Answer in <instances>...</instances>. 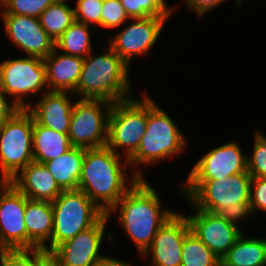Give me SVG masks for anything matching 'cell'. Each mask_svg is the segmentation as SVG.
<instances>
[{"mask_svg":"<svg viewBox=\"0 0 266 266\" xmlns=\"http://www.w3.org/2000/svg\"><path fill=\"white\" fill-rule=\"evenodd\" d=\"M120 160L121 155L107 146L85 149L78 189L104 214L117 204L139 178H144L141 169L135 170L129 185L125 173L129 161L127 158L122 162Z\"/></svg>","mask_w":266,"mask_h":266,"instance_id":"1","label":"cell"},{"mask_svg":"<svg viewBox=\"0 0 266 266\" xmlns=\"http://www.w3.org/2000/svg\"><path fill=\"white\" fill-rule=\"evenodd\" d=\"M119 211L120 224L129 235L139 253L152 244L157 231L176 213L161 210L156 190L144 178H139L117 204L107 213Z\"/></svg>","mask_w":266,"mask_h":266,"instance_id":"2","label":"cell"},{"mask_svg":"<svg viewBox=\"0 0 266 266\" xmlns=\"http://www.w3.org/2000/svg\"><path fill=\"white\" fill-rule=\"evenodd\" d=\"M248 172L230 175L219 180H187L184 193L196 209L218 215L236 224L237 220L251 215Z\"/></svg>","mask_w":266,"mask_h":266,"instance_id":"3","label":"cell"},{"mask_svg":"<svg viewBox=\"0 0 266 266\" xmlns=\"http://www.w3.org/2000/svg\"><path fill=\"white\" fill-rule=\"evenodd\" d=\"M130 66L109 46L105 54L84 58L82 72L72 94L80 99L104 100L116 103L132 98L129 81ZM129 95V96H128Z\"/></svg>","mask_w":266,"mask_h":266,"instance_id":"4","label":"cell"},{"mask_svg":"<svg viewBox=\"0 0 266 266\" xmlns=\"http://www.w3.org/2000/svg\"><path fill=\"white\" fill-rule=\"evenodd\" d=\"M175 124L149 96L146 131L137 150L128 158L129 165L154 164L180 154L186 139Z\"/></svg>","mask_w":266,"mask_h":266,"instance_id":"5","label":"cell"},{"mask_svg":"<svg viewBox=\"0 0 266 266\" xmlns=\"http://www.w3.org/2000/svg\"><path fill=\"white\" fill-rule=\"evenodd\" d=\"M51 204L54 218L51 252L58 245L92 227L104 215L79 189L62 191Z\"/></svg>","mask_w":266,"mask_h":266,"instance_id":"6","label":"cell"},{"mask_svg":"<svg viewBox=\"0 0 266 266\" xmlns=\"http://www.w3.org/2000/svg\"><path fill=\"white\" fill-rule=\"evenodd\" d=\"M34 118L20 109L0 126L1 179L12 180L33 158Z\"/></svg>","mask_w":266,"mask_h":266,"instance_id":"7","label":"cell"},{"mask_svg":"<svg viewBox=\"0 0 266 266\" xmlns=\"http://www.w3.org/2000/svg\"><path fill=\"white\" fill-rule=\"evenodd\" d=\"M148 121V96L118 101L112 105L108 117L107 144L114 153L124 148L128 159L138 148Z\"/></svg>","mask_w":266,"mask_h":266,"instance_id":"8","label":"cell"},{"mask_svg":"<svg viewBox=\"0 0 266 266\" xmlns=\"http://www.w3.org/2000/svg\"><path fill=\"white\" fill-rule=\"evenodd\" d=\"M112 105L113 103L104 100L79 99L76 101L67 134L71 145L85 149L106 146L108 117Z\"/></svg>","mask_w":266,"mask_h":266,"instance_id":"9","label":"cell"},{"mask_svg":"<svg viewBox=\"0 0 266 266\" xmlns=\"http://www.w3.org/2000/svg\"><path fill=\"white\" fill-rule=\"evenodd\" d=\"M47 86L46 68L42 58L30 57L9 59L0 63V86L3 91L14 96L13 102L20 108L28 107L26 94H36Z\"/></svg>","mask_w":266,"mask_h":266,"instance_id":"10","label":"cell"},{"mask_svg":"<svg viewBox=\"0 0 266 266\" xmlns=\"http://www.w3.org/2000/svg\"><path fill=\"white\" fill-rule=\"evenodd\" d=\"M25 207L26 196L0 178V251L26 250Z\"/></svg>","mask_w":266,"mask_h":266,"instance_id":"11","label":"cell"},{"mask_svg":"<svg viewBox=\"0 0 266 266\" xmlns=\"http://www.w3.org/2000/svg\"><path fill=\"white\" fill-rule=\"evenodd\" d=\"M108 219L104 214L92 227L58 245L51 252L52 258L61 266H92L105 258L99 250Z\"/></svg>","mask_w":266,"mask_h":266,"instance_id":"12","label":"cell"},{"mask_svg":"<svg viewBox=\"0 0 266 266\" xmlns=\"http://www.w3.org/2000/svg\"><path fill=\"white\" fill-rule=\"evenodd\" d=\"M168 19L152 16L132 19V23L118 32L108 45L130 66L133 56L145 55L151 50Z\"/></svg>","mask_w":266,"mask_h":266,"instance_id":"13","label":"cell"},{"mask_svg":"<svg viewBox=\"0 0 266 266\" xmlns=\"http://www.w3.org/2000/svg\"><path fill=\"white\" fill-rule=\"evenodd\" d=\"M188 215L190 230L220 260L232 248L242 231L236 224L226 221L210 212L196 209Z\"/></svg>","mask_w":266,"mask_h":266,"instance_id":"14","label":"cell"},{"mask_svg":"<svg viewBox=\"0 0 266 266\" xmlns=\"http://www.w3.org/2000/svg\"><path fill=\"white\" fill-rule=\"evenodd\" d=\"M242 172H247V156L237 142L232 141L207 152L186 180H219Z\"/></svg>","mask_w":266,"mask_h":266,"instance_id":"15","label":"cell"},{"mask_svg":"<svg viewBox=\"0 0 266 266\" xmlns=\"http://www.w3.org/2000/svg\"><path fill=\"white\" fill-rule=\"evenodd\" d=\"M7 37L27 56L46 58L55 48V42L41 26L39 18L1 14Z\"/></svg>","mask_w":266,"mask_h":266,"instance_id":"16","label":"cell"},{"mask_svg":"<svg viewBox=\"0 0 266 266\" xmlns=\"http://www.w3.org/2000/svg\"><path fill=\"white\" fill-rule=\"evenodd\" d=\"M190 231L186 216L175 213L156 233L151 246L142 254H152V266H181L182 245Z\"/></svg>","mask_w":266,"mask_h":266,"instance_id":"17","label":"cell"},{"mask_svg":"<svg viewBox=\"0 0 266 266\" xmlns=\"http://www.w3.org/2000/svg\"><path fill=\"white\" fill-rule=\"evenodd\" d=\"M70 93L72 92L48 90L35 106L27 103L26 109L40 125L68 134L74 106V102L68 97Z\"/></svg>","mask_w":266,"mask_h":266,"instance_id":"18","label":"cell"},{"mask_svg":"<svg viewBox=\"0 0 266 266\" xmlns=\"http://www.w3.org/2000/svg\"><path fill=\"white\" fill-rule=\"evenodd\" d=\"M10 182L30 200L52 203L62 193L46 166L34 161Z\"/></svg>","mask_w":266,"mask_h":266,"instance_id":"19","label":"cell"},{"mask_svg":"<svg viewBox=\"0 0 266 266\" xmlns=\"http://www.w3.org/2000/svg\"><path fill=\"white\" fill-rule=\"evenodd\" d=\"M26 227V250L45 249L51 253V237L53 231L52 204L30 200L26 197L24 212ZM50 242V246L45 244Z\"/></svg>","mask_w":266,"mask_h":266,"instance_id":"20","label":"cell"},{"mask_svg":"<svg viewBox=\"0 0 266 266\" xmlns=\"http://www.w3.org/2000/svg\"><path fill=\"white\" fill-rule=\"evenodd\" d=\"M46 68L47 87L50 91L73 92L82 72L84 58L57 53L54 50L43 59Z\"/></svg>","mask_w":266,"mask_h":266,"instance_id":"21","label":"cell"},{"mask_svg":"<svg viewBox=\"0 0 266 266\" xmlns=\"http://www.w3.org/2000/svg\"><path fill=\"white\" fill-rule=\"evenodd\" d=\"M84 155L85 148L72 146L60 157L43 163L62 191L78 189Z\"/></svg>","mask_w":266,"mask_h":266,"instance_id":"22","label":"cell"},{"mask_svg":"<svg viewBox=\"0 0 266 266\" xmlns=\"http://www.w3.org/2000/svg\"><path fill=\"white\" fill-rule=\"evenodd\" d=\"M72 147L69 136L42 126L34 120L33 158L34 162L45 163L60 157Z\"/></svg>","mask_w":266,"mask_h":266,"instance_id":"23","label":"cell"},{"mask_svg":"<svg viewBox=\"0 0 266 266\" xmlns=\"http://www.w3.org/2000/svg\"><path fill=\"white\" fill-rule=\"evenodd\" d=\"M221 266H266V239L246 238L242 233L222 257Z\"/></svg>","mask_w":266,"mask_h":266,"instance_id":"24","label":"cell"},{"mask_svg":"<svg viewBox=\"0 0 266 266\" xmlns=\"http://www.w3.org/2000/svg\"><path fill=\"white\" fill-rule=\"evenodd\" d=\"M90 26L74 21L55 42V48L62 53L85 58L92 53Z\"/></svg>","mask_w":266,"mask_h":266,"instance_id":"25","label":"cell"},{"mask_svg":"<svg viewBox=\"0 0 266 266\" xmlns=\"http://www.w3.org/2000/svg\"><path fill=\"white\" fill-rule=\"evenodd\" d=\"M39 20L46 33L56 42L75 21L74 8L63 0H57L41 13Z\"/></svg>","mask_w":266,"mask_h":266,"instance_id":"26","label":"cell"},{"mask_svg":"<svg viewBox=\"0 0 266 266\" xmlns=\"http://www.w3.org/2000/svg\"><path fill=\"white\" fill-rule=\"evenodd\" d=\"M181 266H221V260L190 230L182 245Z\"/></svg>","mask_w":266,"mask_h":266,"instance_id":"27","label":"cell"},{"mask_svg":"<svg viewBox=\"0 0 266 266\" xmlns=\"http://www.w3.org/2000/svg\"><path fill=\"white\" fill-rule=\"evenodd\" d=\"M130 19L148 16L169 18L174 7H167L165 0H120Z\"/></svg>","mask_w":266,"mask_h":266,"instance_id":"28","label":"cell"},{"mask_svg":"<svg viewBox=\"0 0 266 266\" xmlns=\"http://www.w3.org/2000/svg\"><path fill=\"white\" fill-rule=\"evenodd\" d=\"M0 266H44V249L2 250Z\"/></svg>","mask_w":266,"mask_h":266,"instance_id":"29","label":"cell"},{"mask_svg":"<svg viewBox=\"0 0 266 266\" xmlns=\"http://www.w3.org/2000/svg\"><path fill=\"white\" fill-rule=\"evenodd\" d=\"M57 0H8L1 14H17L39 18L41 13Z\"/></svg>","mask_w":266,"mask_h":266,"instance_id":"30","label":"cell"},{"mask_svg":"<svg viewBox=\"0 0 266 266\" xmlns=\"http://www.w3.org/2000/svg\"><path fill=\"white\" fill-rule=\"evenodd\" d=\"M247 172L252 177H266V135L256 131L253 153L247 156Z\"/></svg>","mask_w":266,"mask_h":266,"instance_id":"31","label":"cell"},{"mask_svg":"<svg viewBox=\"0 0 266 266\" xmlns=\"http://www.w3.org/2000/svg\"><path fill=\"white\" fill-rule=\"evenodd\" d=\"M104 0H77L74 7L75 21L86 25L101 26V12Z\"/></svg>","mask_w":266,"mask_h":266,"instance_id":"32","label":"cell"},{"mask_svg":"<svg viewBox=\"0 0 266 266\" xmlns=\"http://www.w3.org/2000/svg\"><path fill=\"white\" fill-rule=\"evenodd\" d=\"M101 27L113 29L129 20L120 0H104L101 12Z\"/></svg>","mask_w":266,"mask_h":266,"instance_id":"33","label":"cell"},{"mask_svg":"<svg viewBox=\"0 0 266 266\" xmlns=\"http://www.w3.org/2000/svg\"><path fill=\"white\" fill-rule=\"evenodd\" d=\"M249 205L253 214L257 209L266 211V177L251 178Z\"/></svg>","mask_w":266,"mask_h":266,"instance_id":"34","label":"cell"},{"mask_svg":"<svg viewBox=\"0 0 266 266\" xmlns=\"http://www.w3.org/2000/svg\"><path fill=\"white\" fill-rule=\"evenodd\" d=\"M225 1L226 0H185V3L187 7L195 11L200 17Z\"/></svg>","mask_w":266,"mask_h":266,"instance_id":"35","label":"cell"},{"mask_svg":"<svg viewBox=\"0 0 266 266\" xmlns=\"http://www.w3.org/2000/svg\"><path fill=\"white\" fill-rule=\"evenodd\" d=\"M7 94L3 91L0 86V126H2L8 119H10L20 108L12 102H7Z\"/></svg>","mask_w":266,"mask_h":266,"instance_id":"36","label":"cell"},{"mask_svg":"<svg viewBox=\"0 0 266 266\" xmlns=\"http://www.w3.org/2000/svg\"><path fill=\"white\" fill-rule=\"evenodd\" d=\"M92 266H132V265H130V263L128 262L122 260L120 261V259H115L107 256Z\"/></svg>","mask_w":266,"mask_h":266,"instance_id":"37","label":"cell"},{"mask_svg":"<svg viewBox=\"0 0 266 266\" xmlns=\"http://www.w3.org/2000/svg\"><path fill=\"white\" fill-rule=\"evenodd\" d=\"M44 266H61L55 259L52 258L51 253L44 249Z\"/></svg>","mask_w":266,"mask_h":266,"instance_id":"38","label":"cell"},{"mask_svg":"<svg viewBox=\"0 0 266 266\" xmlns=\"http://www.w3.org/2000/svg\"><path fill=\"white\" fill-rule=\"evenodd\" d=\"M8 0H0V4L2 5V7H3V5L7 2Z\"/></svg>","mask_w":266,"mask_h":266,"instance_id":"39","label":"cell"}]
</instances>
